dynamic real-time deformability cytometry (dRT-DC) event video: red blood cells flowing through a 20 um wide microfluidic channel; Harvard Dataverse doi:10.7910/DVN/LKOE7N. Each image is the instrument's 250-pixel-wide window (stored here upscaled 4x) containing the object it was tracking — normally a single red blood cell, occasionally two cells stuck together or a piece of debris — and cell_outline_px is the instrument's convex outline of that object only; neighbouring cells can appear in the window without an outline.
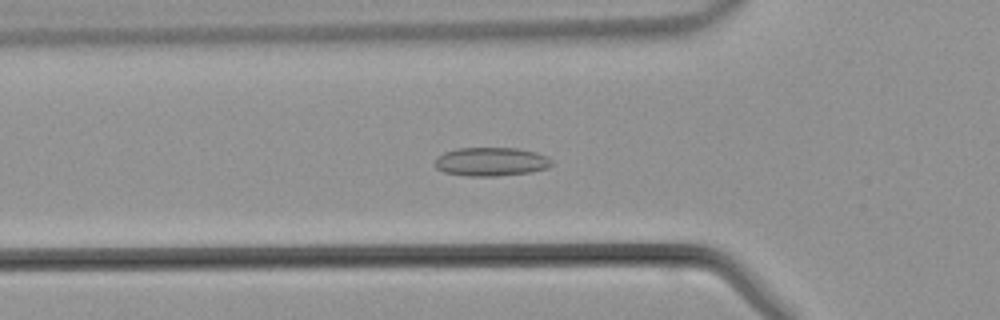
{"species": "common noctule bat (a hibernating species)", "species_latin": "Nyctalus noctula", "temperature_condition": "warm", "stored_images_in_passage": 46, "camera_frame_rate_fps": 3000, "um_per_image_px": 0.085, "animal": {"sex": "male", "body_mass_g": 21.5, "forearm_length_mm": 52.0}, "frame": {"image": 1, "passage_image": 15, "time_ms": 4.667, "image_size_px": [1000, 320], "cell_outline_px": [[552, 164], [548, 168], [532, 172], [496, 176], [464, 176], [444, 172], [436, 168], [436, 160], [444, 152], [456, 148], [516, 148], [536, 152], [548, 156], [552, 160]], "centroid_in_image_um": [41.78, 13.75], "position_along_channel_um": 84.0, "area_um2": 19.59}}
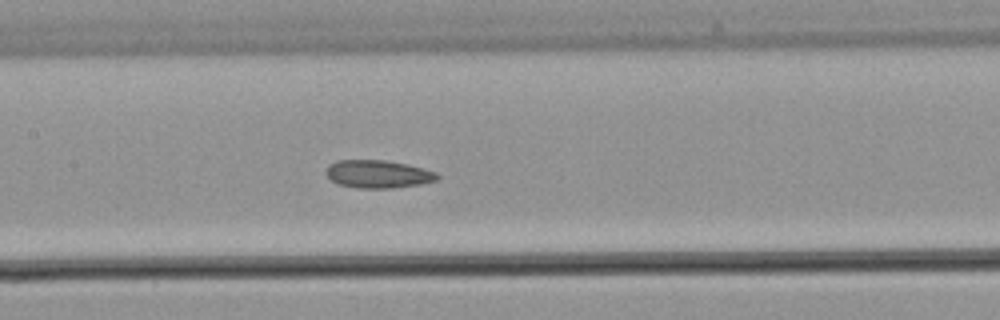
{"frame": {"image": 2, "passage_image": 21, "time_ms": 6.667, "image_size_px": [1000, 320], "cell_outline_px": [[440, 176], [436, 180], [420, 184], [392, 188], [356, 188], [340, 184], [332, 180], [324, 172], [328, 164], [336, 160], [384, 160], [408, 164], [424, 168], [436, 172]], "centroid_in_image_um": [32.12, 14.78], "position_along_channel_um": 175.3, "area_um2": 18.15}}
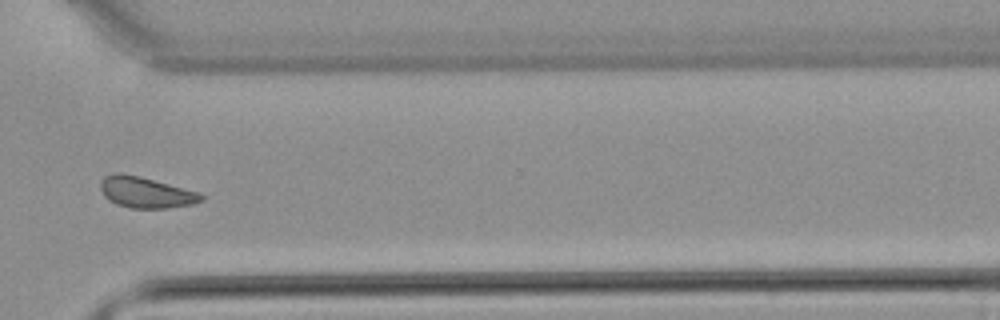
{"frame": {"image": 3, "passage_image": 33, "time_ms": 10.667, "image_size_px": [1000, 320], "cell_outline_px": [[204, 200], [192, 204], [168, 208], [132, 208], [116, 204], [108, 200], [104, 196], [100, 188], [100, 184], [104, 176], [116, 172], [120, 172], [140, 176], [200, 192], [204, 196]], "centroid_in_image_um": [12.39, 16.35], "position_along_channel_um": 358.2, "area_um2": 18.32}}